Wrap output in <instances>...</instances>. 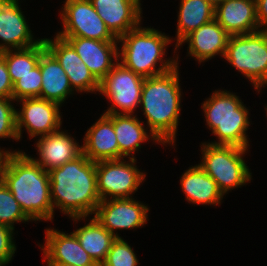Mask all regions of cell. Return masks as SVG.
I'll use <instances>...</instances> for the list:
<instances>
[{
	"label": "cell",
	"mask_w": 267,
	"mask_h": 266,
	"mask_svg": "<svg viewBox=\"0 0 267 266\" xmlns=\"http://www.w3.org/2000/svg\"><path fill=\"white\" fill-rule=\"evenodd\" d=\"M206 124L212 134L218 137L214 145H233L248 148L249 142L246 131L250 125L249 109L243 104L239 96L227 90H216L212 96L202 104Z\"/></svg>",
	"instance_id": "obj_5"
},
{
	"label": "cell",
	"mask_w": 267,
	"mask_h": 266,
	"mask_svg": "<svg viewBox=\"0 0 267 266\" xmlns=\"http://www.w3.org/2000/svg\"><path fill=\"white\" fill-rule=\"evenodd\" d=\"M119 42H122L118 51L120 63L144 78L164 74L178 66L176 59H162L171 39L156 29L139 25L120 37Z\"/></svg>",
	"instance_id": "obj_4"
},
{
	"label": "cell",
	"mask_w": 267,
	"mask_h": 266,
	"mask_svg": "<svg viewBox=\"0 0 267 266\" xmlns=\"http://www.w3.org/2000/svg\"><path fill=\"white\" fill-rule=\"evenodd\" d=\"M109 31L119 39L141 23L140 0H90Z\"/></svg>",
	"instance_id": "obj_17"
},
{
	"label": "cell",
	"mask_w": 267,
	"mask_h": 266,
	"mask_svg": "<svg viewBox=\"0 0 267 266\" xmlns=\"http://www.w3.org/2000/svg\"><path fill=\"white\" fill-rule=\"evenodd\" d=\"M83 249L90 255L96 264L101 265L116 236L104 228L95 217L88 224L73 231Z\"/></svg>",
	"instance_id": "obj_26"
},
{
	"label": "cell",
	"mask_w": 267,
	"mask_h": 266,
	"mask_svg": "<svg viewBox=\"0 0 267 266\" xmlns=\"http://www.w3.org/2000/svg\"><path fill=\"white\" fill-rule=\"evenodd\" d=\"M14 229L0 224V262L8 264L15 254Z\"/></svg>",
	"instance_id": "obj_32"
},
{
	"label": "cell",
	"mask_w": 267,
	"mask_h": 266,
	"mask_svg": "<svg viewBox=\"0 0 267 266\" xmlns=\"http://www.w3.org/2000/svg\"><path fill=\"white\" fill-rule=\"evenodd\" d=\"M129 163L125 159L102 160L96 162L97 189L102 200L132 198L145 179V173L135 165L132 156ZM109 196V197H108Z\"/></svg>",
	"instance_id": "obj_8"
},
{
	"label": "cell",
	"mask_w": 267,
	"mask_h": 266,
	"mask_svg": "<svg viewBox=\"0 0 267 266\" xmlns=\"http://www.w3.org/2000/svg\"><path fill=\"white\" fill-rule=\"evenodd\" d=\"M42 76L40 64L13 84L12 98L17 101L22 98L39 97L41 93Z\"/></svg>",
	"instance_id": "obj_29"
},
{
	"label": "cell",
	"mask_w": 267,
	"mask_h": 266,
	"mask_svg": "<svg viewBox=\"0 0 267 266\" xmlns=\"http://www.w3.org/2000/svg\"><path fill=\"white\" fill-rule=\"evenodd\" d=\"M256 1V18L261 30H267V0ZM265 26V27H264Z\"/></svg>",
	"instance_id": "obj_34"
},
{
	"label": "cell",
	"mask_w": 267,
	"mask_h": 266,
	"mask_svg": "<svg viewBox=\"0 0 267 266\" xmlns=\"http://www.w3.org/2000/svg\"><path fill=\"white\" fill-rule=\"evenodd\" d=\"M39 64L42 86L38 98L46 99L47 101L61 105L74 91L66 72L47 49L40 55Z\"/></svg>",
	"instance_id": "obj_22"
},
{
	"label": "cell",
	"mask_w": 267,
	"mask_h": 266,
	"mask_svg": "<svg viewBox=\"0 0 267 266\" xmlns=\"http://www.w3.org/2000/svg\"><path fill=\"white\" fill-rule=\"evenodd\" d=\"M178 68L143 82L140 104L149 131L159 144L175 145L182 96Z\"/></svg>",
	"instance_id": "obj_3"
},
{
	"label": "cell",
	"mask_w": 267,
	"mask_h": 266,
	"mask_svg": "<svg viewBox=\"0 0 267 266\" xmlns=\"http://www.w3.org/2000/svg\"><path fill=\"white\" fill-rule=\"evenodd\" d=\"M48 266H75L72 264H47ZM95 266H101L99 264H96Z\"/></svg>",
	"instance_id": "obj_37"
},
{
	"label": "cell",
	"mask_w": 267,
	"mask_h": 266,
	"mask_svg": "<svg viewBox=\"0 0 267 266\" xmlns=\"http://www.w3.org/2000/svg\"><path fill=\"white\" fill-rule=\"evenodd\" d=\"M224 59L258 91L267 86V30L229 36Z\"/></svg>",
	"instance_id": "obj_7"
},
{
	"label": "cell",
	"mask_w": 267,
	"mask_h": 266,
	"mask_svg": "<svg viewBox=\"0 0 267 266\" xmlns=\"http://www.w3.org/2000/svg\"><path fill=\"white\" fill-rule=\"evenodd\" d=\"M82 153L91 161L119 160V145L113 122L102 114L86 132Z\"/></svg>",
	"instance_id": "obj_21"
},
{
	"label": "cell",
	"mask_w": 267,
	"mask_h": 266,
	"mask_svg": "<svg viewBox=\"0 0 267 266\" xmlns=\"http://www.w3.org/2000/svg\"><path fill=\"white\" fill-rule=\"evenodd\" d=\"M214 12L215 7L206 0H181L175 50H177L176 47L181 41L192 31L212 21L214 19Z\"/></svg>",
	"instance_id": "obj_25"
},
{
	"label": "cell",
	"mask_w": 267,
	"mask_h": 266,
	"mask_svg": "<svg viewBox=\"0 0 267 266\" xmlns=\"http://www.w3.org/2000/svg\"><path fill=\"white\" fill-rule=\"evenodd\" d=\"M65 131L57 130L41 136L36 143L39 159L29 156L46 171L60 167L82 154V146Z\"/></svg>",
	"instance_id": "obj_18"
},
{
	"label": "cell",
	"mask_w": 267,
	"mask_h": 266,
	"mask_svg": "<svg viewBox=\"0 0 267 266\" xmlns=\"http://www.w3.org/2000/svg\"><path fill=\"white\" fill-rule=\"evenodd\" d=\"M46 49L57 59L66 72L73 90L76 92H97L99 81L93 76L74 47L58 35L53 39L43 38ZM91 91V92H90Z\"/></svg>",
	"instance_id": "obj_13"
},
{
	"label": "cell",
	"mask_w": 267,
	"mask_h": 266,
	"mask_svg": "<svg viewBox=\"0 0 267 266\" xmlns=\"http://www.w3.org/2000/svg\"><path fill=\"white\" fill-rule=\"evenodd\" d=\"M18 152H22V151H20V150H18V151H4V150H1V148H0V181H1V179H2V169H3V166H4V163H5V160H6V157H7V155L9 154V153H18Z\"/></svg>",
	"instance_id": "obj_35"
},
{
	"label": "cell",
	"mask_w": 267,
	"mask_h": 266,
	"mask_svg": "<svg viewBox=\"0 0 267 266\" xmlns=\"http://www.w3.org/2000/svg\"><path fill=\"white\" fill-rule=\"evenodd\" d=\"M149 208L134 198L102 200L96 208L94 217L117 238L116 230L135 229L146 224Z\"/></svg>",
	"instance_id": "obj_12"
},
{
	"label": "cell",
	"mask_w": 267,
	"mask_h": 266,
	"mask_svg": "<svg viewBox=\"0 0 267 266\" xmlns=\"http://www.w3.org/2000/svg\"><path fill=\"white\" fill-rule=\"evenodd\" d=\"M201 146L203 156L199 165L216 182L223 195L251 180L252 173L243 159L248 148L210 142Z\"/></svg>",
	"instance_id": "obj_6"
},
{
	"label": "cell",
	"mask_w": 267,
	"mask_h": 266,
	"mask_svg": "<svg viewBox=\"0 0 267 266\" xmlns=\"http://www.w3.org/2000/svg\"><path fill=\"white\" fill-rule=\"evenodd\" d=\"M61 11L64 29L59 37H82L98 41H118L95 11L90 0H65Z\"/></svg>",
	"instance_id": "obj_10"
},
{
	"label": "cell",
	"mask_w": 267,
	"mask_h": 266,
	"mask_svg": "<svg viewBox=\"0 0 267 266\" xmlns=\"http://www.w3.org/2000/svg\"><path fill=\"white\" fill-rule=\"evenodd\" d=\"M144 79L118 61L99 82L98 92L112 102L103 114H133L134 109L140 106Z\"/></svg>",
	"instance_id": "obj_9"
},
{
	"label": "cell",
	"mask_w": 267,
	"mask_h": 266,
	"mask_svg": "<svg viewBox=\"0 0 267 266\" xmlns=\"http://www.w3.org/2000/svg\"><path fill=\"white\" fill-rule=\"evenodd\" d=\"M214 19L232 35L257 32L255 0H226L215 7Z\"/></svg>",
	"instance_id": "obj_20"
},
{
	"label": "cell",
	"mask_w": 267,
	"mask_h": 266,
	"mask_svg": "<svg viewBox=\"0 0 267 266\" xmlns=\"http://www.w3.org/2000/svg\"><path fill=\"white\" fill-rule=\"evenodd\" d=\"M1 180L30 221L53 220L54 208L48 171L25 152L7 155Z\"/></svg>",
	"instance_id": "obj_2"
},
{
	"label": "cell",
	"mask_w": 267,
	"mask_h": 266,
	"mask_svg": "<svg viewBox=\"0 0 267 266\" xmlns=\"http://www.w3.org/2000/svg\"><path fill=\"white\" fill-rule=\"evenodd\" d=\"M12 90L13 83L5 63L3 52H0V97L12 98Z\"/></svg>",
	"instance_id": "obj_33"
},
{
	"label": "cell",
	"mask_w": 267,
	"mask_h": 266,
	"mask_svg": "<svg viewBox=\"0 0 267 266\" xmlns=\"http://www.w3.org/2000/svg\"><path fill=\"white\" fill-rule=\"evenodd\" d=\"M137 256L131 246L122 239L116 238L101 266H137Z\"/></svg>",
	"instance_id": "obj_30"
},
{
	"label": "cell",
	"mask_w": 267,
	"mask_h": 266,
	"mask_svg": "<svg viewBox=\"0 0 267 266\" xmlns=\"http://www.w3.org/2000/svg\"><path fill=\"white\" fill-rule=\"evenodd\" d=\"M21 111H16L17 133L20 140L22 127L31 138L45 136L61 129L60 105L38 97L22 98Z\"/></svg>",
	"instance_id": "obj_11"
},
{
	"label": "cell",
	"mask_w": 267,
	"mask_h": 266,
	"mask_svg": "<svg viewBox=\"0 0 267 266\" xmlns=\"http://www.w3.org/2000/svg\"><path fill=\"white\" fill-rule=\"evenodd\" d=\"M180 184L186 200L194 204L220 205L224 196L216 182L199 164L183 173Z\"/></svg>",
	"instance_id": "obj_24"
},
{
	"label": "cell",
	"mask_w": 267,
	"mask_h": 266,
	"mask_svg": "<svg viewBox=\"0 0 267 266\" xmlns=\"http://www.w3.org/2000/svg\"><path fill=\"white\" fill-rule=\"evenodd\" d=\"M44 260L47 264H72L75 266H95L96 263L83 249L76 235L66 234L56 229H46ZM43 247V248H42Z\"/></svg>",
	"instance_id": "obj_16"
},
{
	"label": "cell",
	"mask_w": 267,
	"mask_h": 266,
	"mask_svg": "<svg viewBox=\"0 0 267 266\" xmlns=\"http://www.w3.org/2000/svg\"><path fill=\"white\" fill-rule=\"evenodd\" d=\"M13 98L0 97V139H18L16 109L11 104Z\"/></svg>",
	"instance_id": "obj_31"
},
{
	"label": "cell",
	"mask_w": 267,
	"mask_h": 266,
	"mask_svg": "<svg viewBox=\"0 0 267 266\" xmlns=\"http://www.w3.org/2000/svg\"><path fill=\"white\" fill-rule=\"evenodd\" d=\"M208 1L212 6L216 7L217 5L225 2L226 0H206Z\"/></svg>",
	"instance_id": "obj_36"
},
{
	"label": "cell",
	"mask_w": 267,
	"mask_h": 266,
	"mask_svg": "<svg viewBox=\"0 0 267 266\" xmlns=\"http://www.w3.org/2000/svg\"><path fill=\"white\" fill-rule=\"evenodd\" d=\"M46 50L44 40L38 44L24 48L3 51L7 69L14 84L39 64L40 55Z\"/></svg>",
	"instance_id": "obj_27"
},
{
	"label": "cell",
	"mask_w": 267,
	"mask_h": 266,
	"mask_svg": "<svg viewBox=\"0 0 267 266\" xmlns=\"http://www.w3.org/2000/svg\"><path fill=\"white\" fill-rule=\"evenodd\" d=\"M30 219L21 210L19 203L14 198L8 187L0 181V224L14 229L16 222H28Z\"/></svg>",
	"instance_id": "obj_28"
},
{
	"label": "cell",
	"mask_w": 267,
	"mask_h": 266,
	"mask_svg": "<svg viewBox=\"0 0 267 266\" xmlns=\"http://www.w3.org/2000/svg\"><path fill=\"white\" fill-rule=\"evenodd\" d=\"M18 0H0V52L24 49L38 44L34 40ZM4 42V43H3Z\"/></svg>",
	"instance_id": "obj_14"
},
{
	"label": "cell",
	"mask_w": 267,
	"mask_h": 266,
	"mask_svg": "<svg viewBox=\"0 0 267 266\" xmlns=\"http://www.w3.org/2000/svg\"><path fill=\"white\" fill-rule=\"evenodd\" d=\"M52 205L79 221L94 214L101 202L97 189L96 162L83 153L48 171Z\"/></svg>",
	"instance_id": "obj_1"
},
{
	"label": "cell",
	"mask_w": 267,
	"mask_h": 266,
	"mask_svg": "<svg viewBox=\"0 0 267 266\" xmlns=\"http://www.w3.org/2000/svg\"><path fill=\"white\" fill-rule=\"evenodd\" d=\"M61 38L66 39L74 47L82 62L99 82L120 61L118 41H98L82 37Z\"/></svg>",
	"instance_id": "obj_15"
},
{
	"label": "cell",
	"mask_w": 267,
	"mask_h": 266,
	"mask_svg": "<svg viewBox=\"0 0 267 266\" xmlns=\"http://www.w3.org/2000/svg\"><path fill=\"white\" fill-rule=\"evenodd\" d=\"M229 36L226 30L213 19L192 31L176 48L188 42V54L201 63L218 54L224 57Z\"/></svg>",
	"instance_id": "obj_19"
},
{
	"label": "cell",
	"mask_w": 267,
	"mask_h": 266,
	"mask_svg": "<svg viewBox=\"0 0 267 266\" xmlns=\"http://www.w3.org/2000/svg\"><path fill=\"white\" fill-rule=\"evenodd\" d=\"M112 122L119 145V159L131 158L141 144L148 139L159 142L154 135L146 132L142 122L134 114H105ZM150 136V138H149ZM131 155V156H130Z\"/></svg>",
	"instance_id": "obj_23"
}]
</instances>
